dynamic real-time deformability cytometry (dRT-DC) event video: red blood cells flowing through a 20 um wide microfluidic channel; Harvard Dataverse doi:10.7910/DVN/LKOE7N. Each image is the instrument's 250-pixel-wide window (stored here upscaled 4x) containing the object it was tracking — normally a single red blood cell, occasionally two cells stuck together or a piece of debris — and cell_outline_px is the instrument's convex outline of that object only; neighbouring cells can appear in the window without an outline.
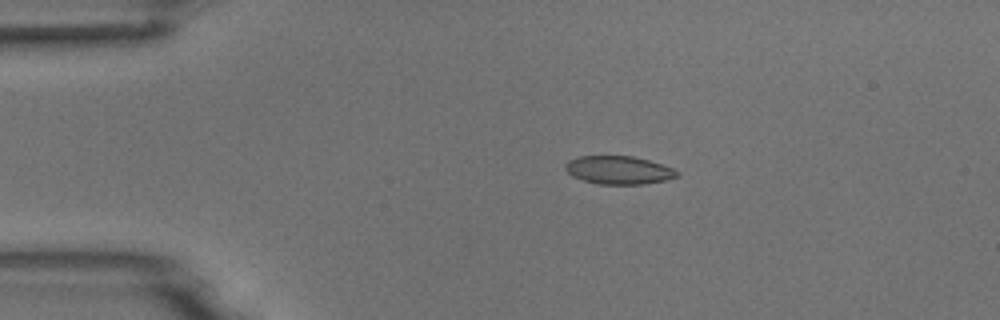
{"species": "common noctule bat (a hibernating species)", "species_latin": "Nyctalus noctula", "temperature_condition": "room temperature", "stored_images_in_passage": 5, "camera_frame_rate_fps": 3000, "um_per_image_px": 0.085, "animal": {"sex": "male", "body_mass_g": 18.8}, "frame": {"image": 1, "passage_image": 2, "time_ms": 1.333, "image_size_px": [1000, 320], "cell_outline_px": [[680, 176], [664, 180], [644, 184], [600, 184], [584, 180], [572, 176], [564, 168], [564, 164], [568, 160], [580, 156], [632, 156], [648, 160], [672, 168], [680, 172]], "centroid_in_image_um": [52.58, 14.45], "position_along_channel_um": 32.4, "area_um2": 18.26}}
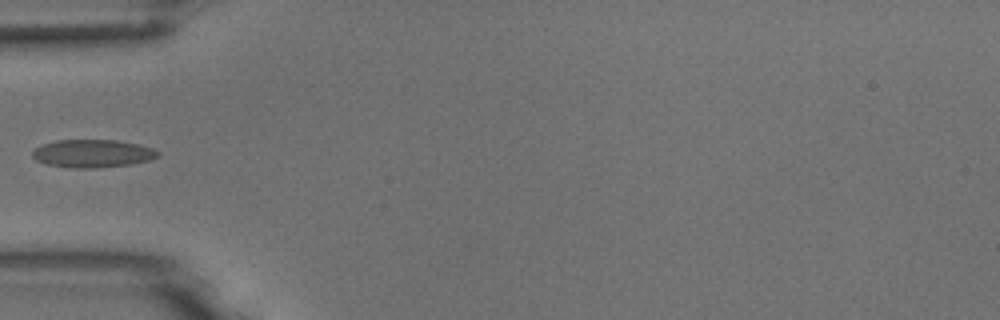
{"frame": {"image": 2, "passage_image": 4, "time_ms": 3.667, "image_size_px": [1000, 320], "cell_outline_px": [[160, 156], [148, 160], [132, 164], [96, 168], [72, 168], [48, 164], [36, 160], [32, 156], [32, 152], [36, 148], [44, 144], [56, 140], [116, 140], [136, 144], [152, 148], [160, 152]], "centroid_in_image_um": [7.88, 13.05], "position_along_channel_um": 77.1, "area_um2": 20.29}}